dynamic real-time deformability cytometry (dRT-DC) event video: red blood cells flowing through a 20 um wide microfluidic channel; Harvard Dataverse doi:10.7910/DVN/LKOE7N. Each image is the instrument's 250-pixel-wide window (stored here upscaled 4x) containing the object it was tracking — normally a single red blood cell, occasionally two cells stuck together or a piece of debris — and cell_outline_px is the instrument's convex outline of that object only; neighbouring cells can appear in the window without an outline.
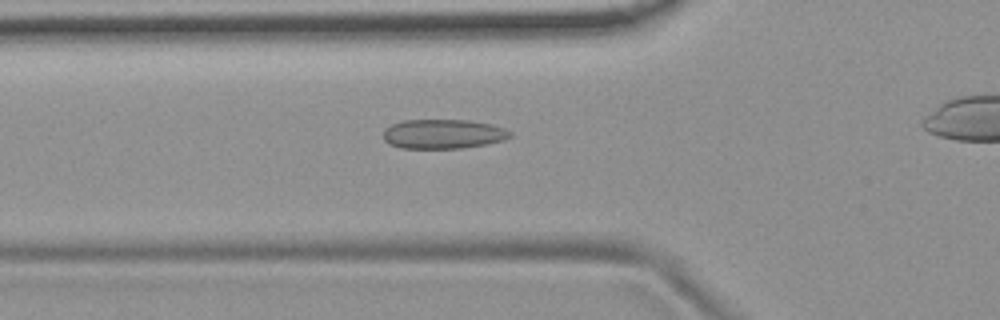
{"species": "common noctule bat (a hibernating species)", "species_latin": "Nyctalus noctula", "temperature_condition": "room temperature", "stored_images_in_passage": 39, "camera_frame_rate_fps": 3000, "um_per_image_px": 0.085, "animal": {"sex": "female", "body_mass_g": 19.9}, "frame": {"image": 1, "passage_image": 11, "time_ms": 3.333, "image_size_px": [1000, 320], "cell_outline_px": [[512, 136], [504, 140], [484, 144], [460, 148], [400, 148], [388, 144], [384, 140], [384, 128], [392, 124], [404, 120], [468, 120], [492, 124], [504, 128], [512, 132]], "centroid_in_image_um": [37.66, 11.38], "position_along_channel_um": 88.1, "area_um2": 21.79}}
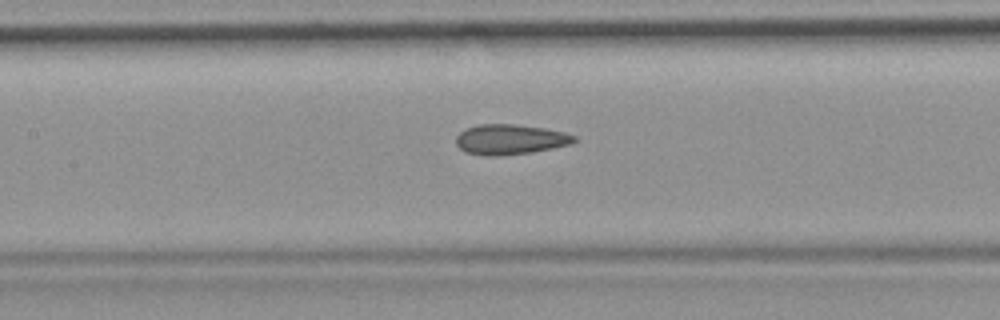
{"frame": {"image": 2, "passage_image": 17, "time_ms": 5.333, "image_size_px": [1000, 320], "cell_outline_px": [[576, 140], [572, 144], [532, 152], [500, 156], [488, 156], [464, 152], [456, 144], [456, 136], [464, 128], [480, 124], [516, 124], [544, 128], [564, 132], [576, 136]], "centroid_in_image_um": [43.34, 11.85], "position_along_channel_um": 164.1, "area_um2": 20.92}}
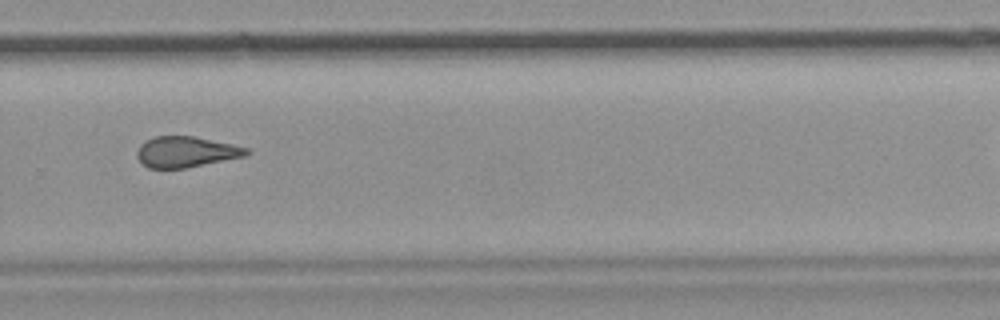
{"frame": {"image": 3, "passage_image": 29, "time_ms": 9.333, "image_size_px": [1000, 320], "cell_outline_px": [[252, 152], [244, 156], [184, 168], [148, 168], [136, 156], [136, 152], [140, 144], [144, 140], [156, 136], [192, 136], [232, 144], [248, 148]], "centroid_in_image_um": [15.78, 12.9], "position_along_channel_um": 314.0, "area_um2": 19.48}, "authors_computed_cell_mechanics": {"area_um2": 20.519, "velocity_mm_per_s": 3.7617, "shape_relaxation_time_tau1_ms": null, "shape_relaxation_time_tau2_ms": 2.5811, "deformation_change_tau1": null, "deformation_change_tau2": 0.1118}}